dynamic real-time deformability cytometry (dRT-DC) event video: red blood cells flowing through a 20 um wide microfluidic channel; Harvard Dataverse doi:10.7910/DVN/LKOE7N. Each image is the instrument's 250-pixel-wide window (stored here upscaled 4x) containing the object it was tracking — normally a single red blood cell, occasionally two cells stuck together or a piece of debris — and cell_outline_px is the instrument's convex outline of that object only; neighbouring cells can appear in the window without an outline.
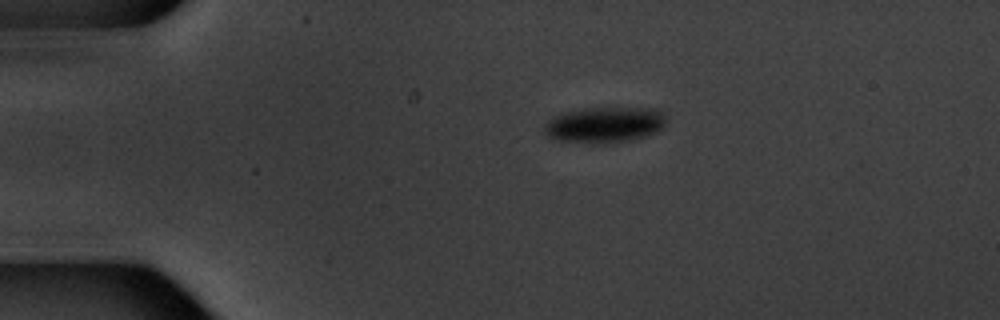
{"species": "common noctule bat (a hibernating species)", "species_latin": "Nyctalus noctula", "temperature_condition": "warm", "stored_images_in_passage": 3, "camera_frame_rate_fps": 3000, "um_per_image_px": 0.085, "animal": {"sex": "male", "body_mass_g": 20.1, "forearm_length_mm": 53.5}, "frame": {"image": 1, "passage_image": 1, "time_ms": 0.0, "image_size_px": [1000, 320], "cell_outline_px": [[664, 128], [656, 132], [644, 136], [628, 140], [556, 140], [548, 136], [544, 132], [544, 124], [548, 120], [564, 112], [584, 108], [660, 108], [664, 112]], "centroid_in_image_um": [51.43, 10.54], "position_along_channel_um": 33.6, "area_um2": 24.45}}